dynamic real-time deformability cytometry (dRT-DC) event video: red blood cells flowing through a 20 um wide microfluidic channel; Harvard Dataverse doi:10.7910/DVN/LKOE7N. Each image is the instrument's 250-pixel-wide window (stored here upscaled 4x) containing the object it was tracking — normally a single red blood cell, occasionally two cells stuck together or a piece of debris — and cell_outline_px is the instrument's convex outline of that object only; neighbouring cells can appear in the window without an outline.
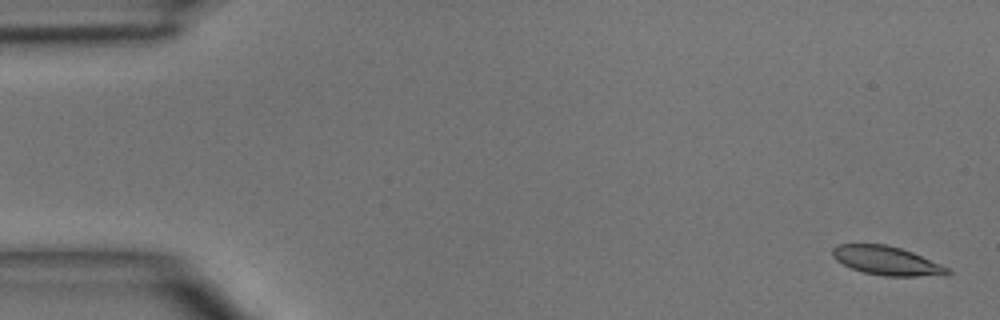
{"species": "common noctule bat (a hibernating species)", "species_latin": "Nyctalus noctula", "temperature_condition": "room temperature", "stored_images_in_passage": 7, "camera_frame_rate_fps": 3000, "um_per_image_px": 0.085, "animal": {"sex": "male", "body_mass_g": 15.6}, "frame": {"image": 1, "passage_image": 1, "time_ms": 0.0, "image_size_px": [1000, 320], "cell_outline_px": [[952, 272], [948, 276], [884, 276], [864, 272], [852, 268], [836, 260], [832, 256], [832, 248], [836, 244], [884, 244], [900, 248], [912, 252], [952, 268]], "centroid_in_image_um": [75.44, 22.17], "position_along_channel_um": 9.6, "area_um2": 19.54}}
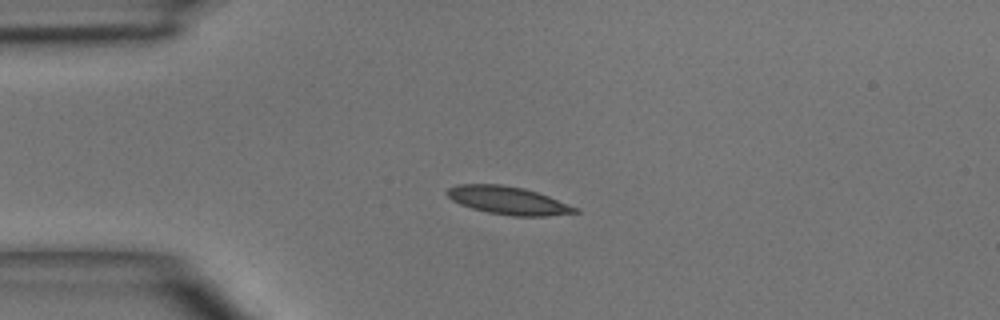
{"frame": {"image": 2, "passage_image": 4, "time_ms": 3.333, "image_size_px": [1000, 320], "cell_outline_px": [[580, 212], [544, 216], [512, 216], [488, 212], [472, 208], [460, 204], [452, 200], [444, 192], [448, 188], [460, 184], [500, 184], [524, 188], [548, 196], [580, 208]], "centroid_in_image_um": [43.19, 17.04], "position_along_channel_um": 41.8, "area_um2": 20.81}}
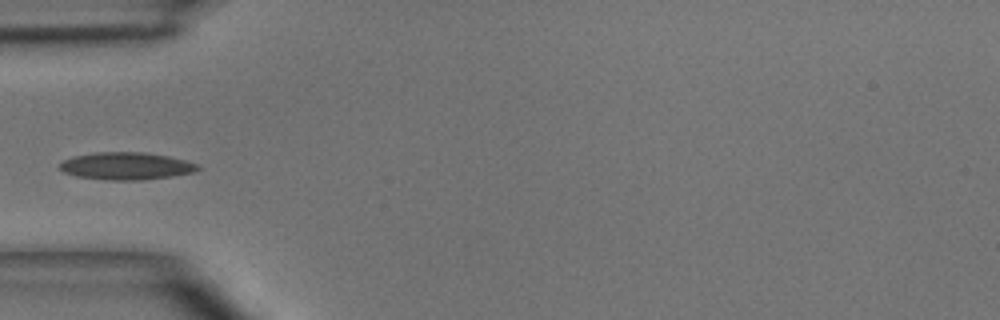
{"frame": {"image": 3, "passage_image": 5, "time_ms": 4.667, "image_size_px": [1000, 320], "cell_outline_px": [[200, 168], [196, 172], [172, 176], [144, 180], [108, 180], [76, 176], [64, 172], [60, 168], [60, 164], [64, 160], [76, 156], [96, 152], [144, 152], [168, 156], [200, 164]], "centroid_in_image_um": [10.78, 14.11], "position_along_channel_um": 74.2, "area_um2": 22.02}}